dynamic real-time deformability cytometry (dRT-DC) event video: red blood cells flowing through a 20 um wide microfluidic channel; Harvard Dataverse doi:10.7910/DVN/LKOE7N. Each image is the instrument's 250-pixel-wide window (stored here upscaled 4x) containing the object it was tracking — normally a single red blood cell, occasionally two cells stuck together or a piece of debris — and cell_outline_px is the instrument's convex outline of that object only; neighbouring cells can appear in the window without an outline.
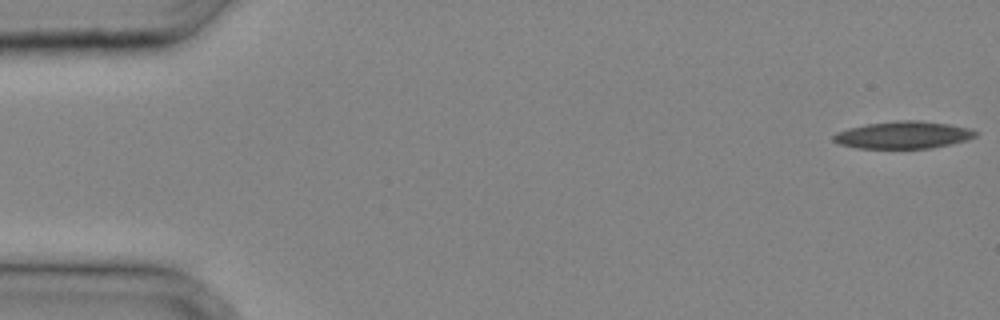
{"species": "common noctule bat (a hibernating species)", "species_latin": "Nyctalus noctula", "temperature_condition": "cold", "stored_images_in_passage": 34, "camera_frame_rate_fps": 3000, "um_per_image_px": 0.085, "animal": {"sex": "male", "body_mass_g": 20.4}, "frame": {"image": 1, "passage_image": 1, "time_ms": 0.0, "image_size_px": [1000, 320], "cell_outline_px": [[980, 132], [976, 136], [968, 140], [932, 148], [856, 148], [840, 144], [832, 140], [832, 136], [836, 132], [848, 128], [868, 124], [896, 120], [920, 120], [948, 124], [972, 128]], "centroid_in_image_um": [76.81, 11.47], "position_along_channel_um": 8.2, "area_um2": 22.77}}
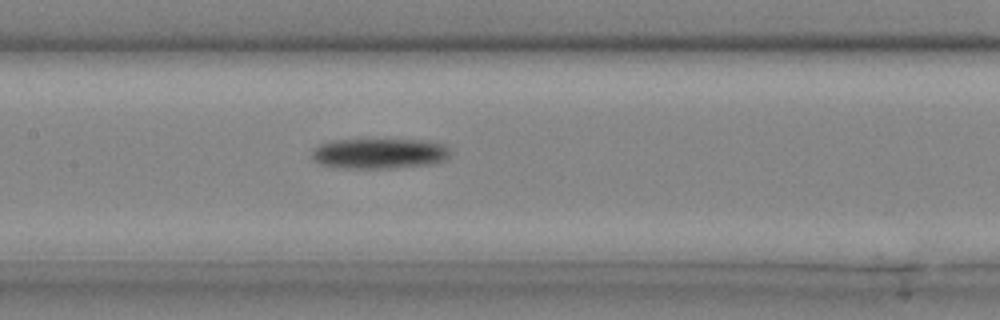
{"frame": {"image": 2, "passage_image": 17, "time_ms": 5.333, "image_size_px": [1000, 320], "cell_outline_px": [[452, 152], [448, 160], [432, 164], [388, 168], [344, 168], [320, 164], [312, 156], [312, 148], [320, 144], [332, 140], [428, 140], [444, 144]], "centroid_in_image_um": [32.3, 13.04], "position_along_channel_um": 175.1, "area_um2": 24.62}}
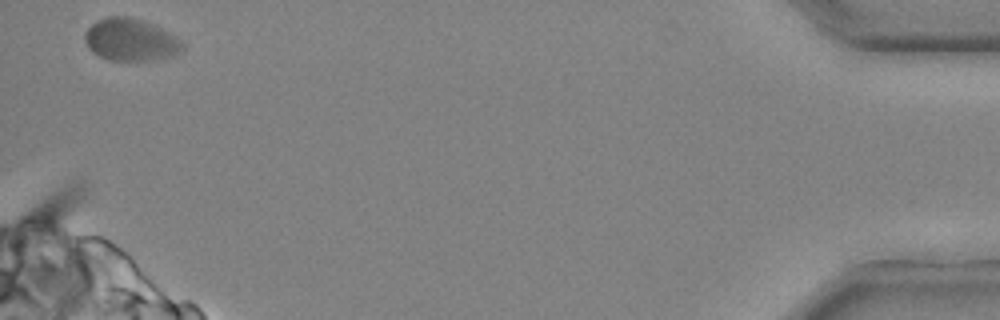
{"frame": {"image": 3, "passage_image": 34, "time_ms": 11.0, "image_size_px": [1000, 320], "cell_outline_px": [[184, 44], [180, 52], [172, 56], [156, 60], [108, 60], [92, 52], [88, 48], [84, 40], [84, 32], [96, 20], [108, 16], [128, 16], [152, 24], [176, 36]], "centroid_in_image_um": [11.07, 3.38], "position_along_channel_um": 424.1, "area_um2": 24.1}}